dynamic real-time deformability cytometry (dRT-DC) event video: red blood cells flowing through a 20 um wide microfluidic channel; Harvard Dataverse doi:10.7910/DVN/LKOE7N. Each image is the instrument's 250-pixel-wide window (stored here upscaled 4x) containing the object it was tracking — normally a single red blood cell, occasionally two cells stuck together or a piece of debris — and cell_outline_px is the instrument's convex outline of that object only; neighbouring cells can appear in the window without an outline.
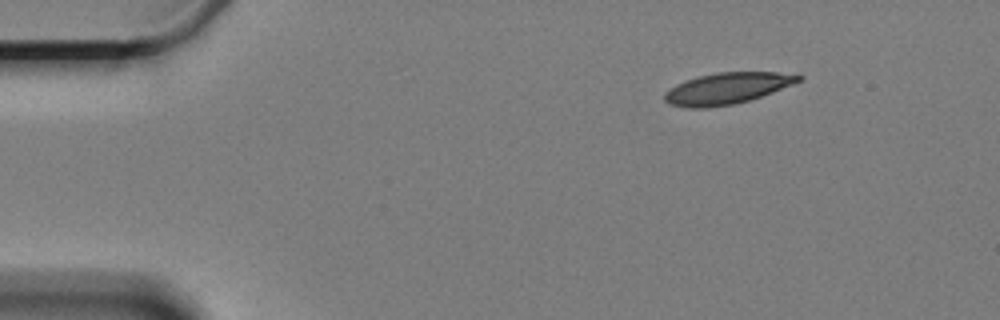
{"species": "Egyptian fruit bat (a non-hibernating species)", "species_latin": "Rousettus aegyptiacus", "temperature_condition": "cold", "stored_images_in_passage": 53, "camera_frame_rate_fps": 3000, "um_per_image_px": 0.085, "animal": {"sex": "female"}, "frame": {"image": 1, "passage_image": 1, "time_ms": 0.0, "image_size_px": [1000, 320], "cell_outline_px": [[804, 76], [800, 80], [792, 84], [772, 92], [736, 104], [708, 108], [688, 108], [668, 104], [664, 100], [664, 92], [676, 84], [684, 80], [716, 72], [776, 72]], "centroid_in_image_um": [61.73, 7.52], "position_along_channel_um": 23.3, "area_um2": 24.39}}
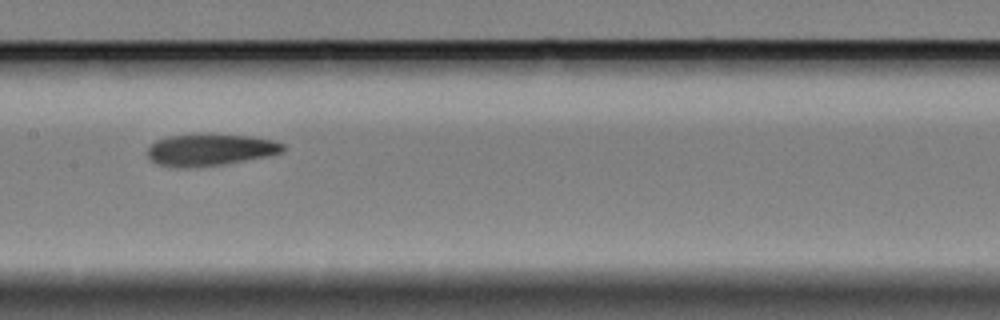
{"frame": {"image": 2, "passage_image": 23, "time_ms": 7.333, "image_size_px": [1000, 320], "cell_outline_px": [[284, 152], [268, 156], [224, 164], [188, 168], [180, 168], [156, 164], [148, 156], [148, 148], [156, 140], [168, 136], [200, 132], [208, 132], [252, 136], [272, 140], [284, 144]], "centroid_in_image_um": [17.86, 12.7], "position_along_channel_um": 189.5, "area_um2": 25.84}}
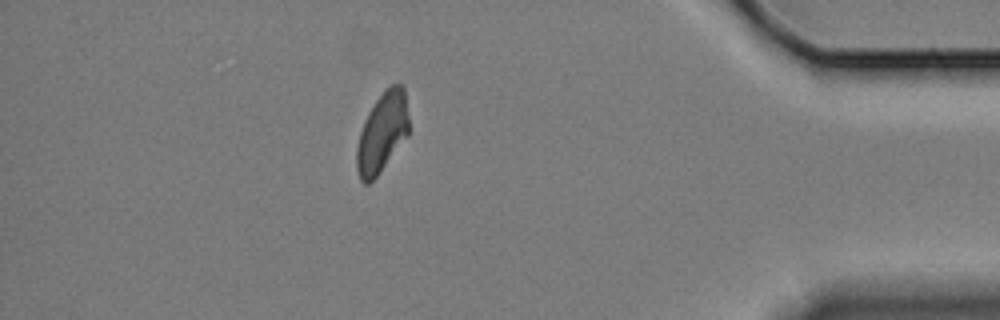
{"frame": {"image": 3, "passage_image": 46, "time_ms": 15.0, "image_size_px": [1000, 320], "cell_outline_px": [[408, 136], [376, 176], [368, 184], [364, 184], [360, 180], [356, 168], [356, 148], [360, 132], [364, 120], [368, 112], [384, 88], [392, 84], [400, 84], [404, 88], [408, 116]], "centroid_in_image_um": [32.47, 11.25], "position_along_channel_um": 402.7, "area_um2": 24.22}, "authors_computed_cell_mechanics": {"area_um2": 25.2008, "velocity_mm_per_s": 3.2976, "shape_relaxation_time_tau1_ms": 5.979, "shape_relaxation_time_tau2_ms": 5.6823, "deformation_change_tau1": 0.1417, "deformation_change_tau2": 0.1156}}